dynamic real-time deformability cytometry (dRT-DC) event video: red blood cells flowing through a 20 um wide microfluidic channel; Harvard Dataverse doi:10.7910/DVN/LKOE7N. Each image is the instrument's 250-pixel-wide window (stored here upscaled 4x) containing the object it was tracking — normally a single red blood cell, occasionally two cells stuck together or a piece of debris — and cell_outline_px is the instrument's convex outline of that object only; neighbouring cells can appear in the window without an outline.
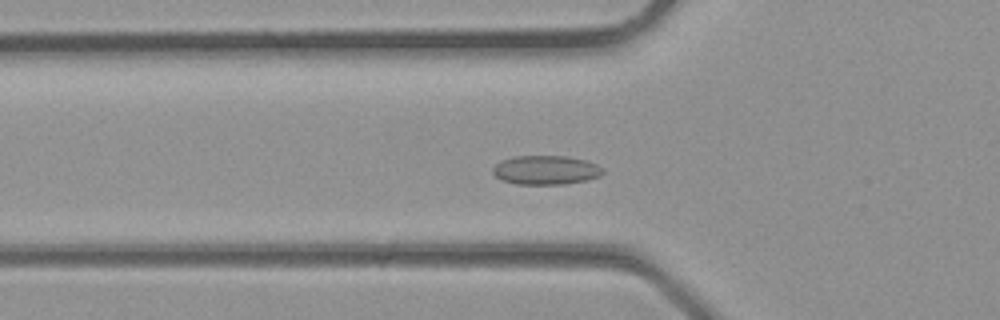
{"species": "common noctule bat (a hibernating species)", "species_latin": "Nyctalus noctula", "temperature_condition": "room temperature", "stored_images_in_passage": 35, "camera_frame_rate_fps": 3000, "um_per_image_px": 0.085, "animal": {"sex": "male", "body_mass_g": 23.1, "forearm_length_mm": 52.7}, "frame": {"image": 1, "passage_image": 12, "time_ms": 3.667, "image_size_px": [1000, 320], "cell_outline_px": [[604, 172], [600, 176], [588, 180], [564, 184], [516, 184], [504, 180], [496, 176], [492, 172], [492, 168], [500, 160], [512, 156], [568, 156], [588, 160], [604, 168]], "centroid_in_image_um": [46.42, 14.44], "position_along_channel_um": 79.4, "area_um2": 18.84}}
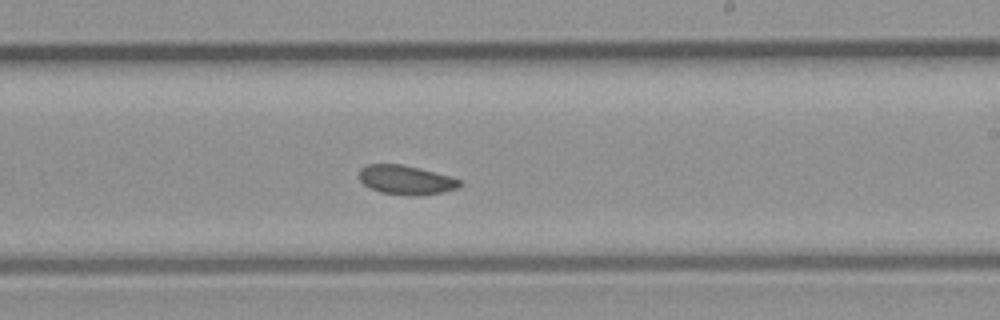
{"frame": {"image": 2, "passage_image": 21, "time_ms": 6.667, "image_size_px": [1000, 320], "cell_outline_px": [[464, 184], [456, 188], [444, 192], [420, 196], [380, 192], [364, 184], [360, 180], [360, 168], [368, 164], [404, 164], [420, 168], [448, 176], [460, 180]], "centroid_in_image_um": [34.53, 15.29], "position_along_channel_um": 254.5, "area_um2": 16.99}}
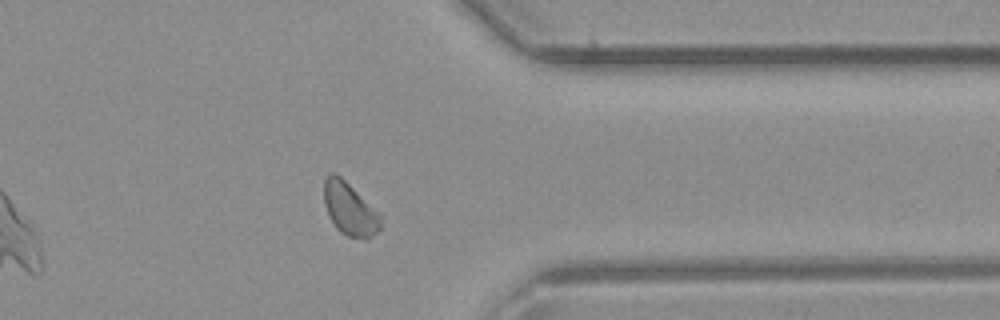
{"frame": {"image": 3, "passage_image": 28, "time_ms": 9.0, "image_size_px": [1000, 320], "cell_outline_px": [[380, 228], [372, 236], [364, 240], [348, 236], [340, 232], [336, 228], [328, 216], [324, 204], [324, 180], [332, 172], [336, 172], [380, 216]], "centroid_in_image_um": [29.67, 17.79], "position_along_channel_um": 381.7, "area_um2": 16.94}}